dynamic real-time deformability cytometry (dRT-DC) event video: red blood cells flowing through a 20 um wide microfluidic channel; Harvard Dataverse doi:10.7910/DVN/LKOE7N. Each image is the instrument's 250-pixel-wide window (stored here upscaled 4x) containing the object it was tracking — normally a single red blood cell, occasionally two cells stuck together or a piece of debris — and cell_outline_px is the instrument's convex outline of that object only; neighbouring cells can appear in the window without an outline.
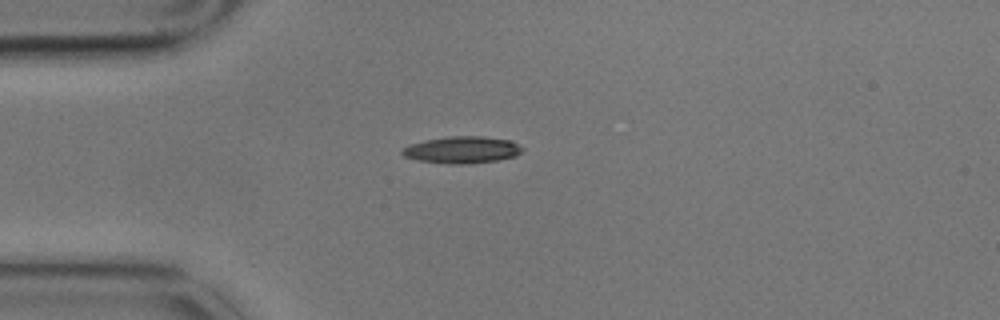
{"species": "common noctule bat (a hibernating species)", "species_latin": "Nyctalus noctula", "temperature_condition": "cold", "stored_images_in_passage": 4, "camera_frame_rate_fps": 3000, "um_per_image_px": 0.085, "animal": {"sex": "male", "body_mass_g": 17.9}, "frame": {"image": 1, "passage_image": 4, "time_ms": 1.0, "image_size_px": [1000, 320], "cell_outline_px": [[524, 148], [516, 156], [496, 160], [468, 164], [448, 164], [420, 160], [404, 156], [400, 152], [408, 144], [424, 140], [448, 136], [484, 136], [512, 140]], "centroid_in_image_um": [39.29, 12.72], "position_along_channel_um": 45.7, "area_um2": 18.9}}